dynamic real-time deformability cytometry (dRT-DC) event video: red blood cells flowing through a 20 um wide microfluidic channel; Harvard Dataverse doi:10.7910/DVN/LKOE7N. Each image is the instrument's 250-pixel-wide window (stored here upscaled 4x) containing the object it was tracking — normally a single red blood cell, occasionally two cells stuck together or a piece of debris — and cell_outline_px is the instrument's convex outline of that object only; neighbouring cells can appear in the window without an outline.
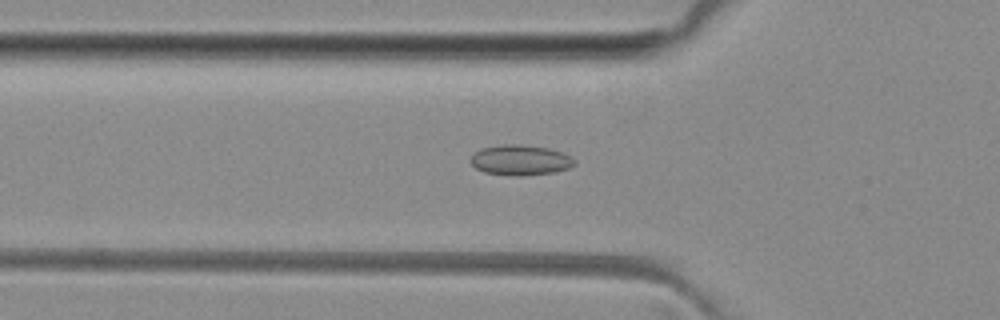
{"species": "common noctule bat (a hibernating species)", "species_latin": "Nyctalus noctula", "temperature_condition": "room temperature", "stored_images_in_passage": 43, "camera_frame_rate_fps": 3000, "um_per_image_px": 0.085, "animal": {"sex": "female", "body_mass_g": 29.2, "forearm_length_mm": 56.3}, "frame": {"image": 1, "passage_image": 10, "time_ms": 3.0, "image_size_px": [1000, 320], "cell_outline_px": [[576, 164], [568, 168], [556, 172], [524, 176], [516, 176], [484, 172], [476, 168], [468, 160], [476, 152], [484, 148], [504, 144], [516, 144], [548, 148], [564, 152], [572, 156], [576, 160]], "centroid_in_image_um": [44.28, 13.62], "position_along_channel_um": 81.5, "area_um2": 18.44}}
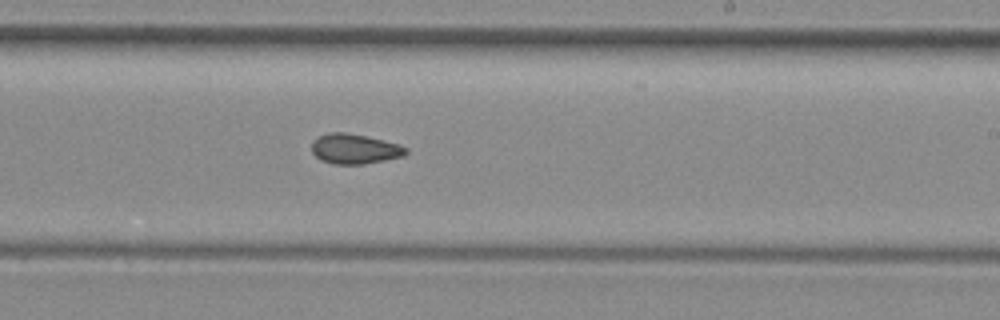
{"frame": {"image": 2, "passage_image": 23, "time_ms": 7.333, "image_size_px": [1000, 320], "cell_outline_px": [[408, 152], [404, 156], [364, 164], [332, 164], [320, 160], [312, 152], [312, 140], [328, 132], [344, 132], [364, 136], [400, 144], [408, 148]], "centroid_in_image_um": [30.14, 12.66], "position_along_channel_um": 258.9, "area_um2": 16.47}}
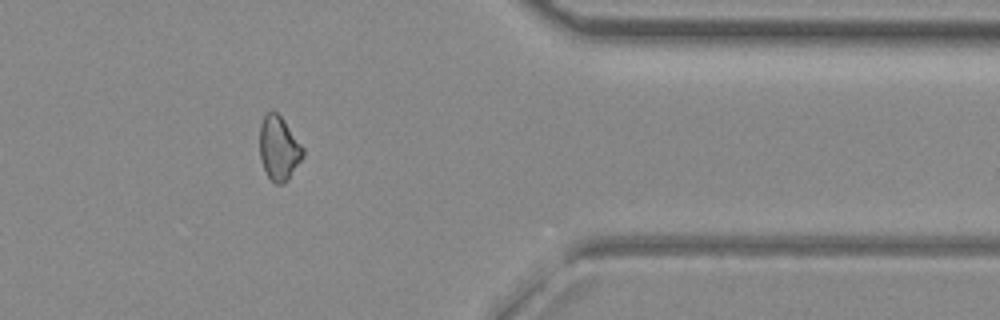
{"frame": {"image": 3, "passage_image": 34, "time_ms": 11.0, "image_size_px": [1000, 320], "cell_outline_px": [[304, 156], [288, 180], [284, 184], [276, 184], [268, 176], [264, 168], [260, 156], [260, 124], [264, 116], [272, 108], [284, 120], [304, 148]], "centroid_in_image_um": [23.71, 12.59], "position_along_channel_um": 387.7, "area_um2": 16.18}, "authors_computed_cell_mechanics": {"area_um2": 16.473, "velocity_mm_per_s": 4.0878, "shape_relaxation_time_tau1_ms": null, "shape_relaxation_time_tau2_ms": 4.0363, "deformation_change_tau1": null, "deformation_change_tau2": 0.083}}